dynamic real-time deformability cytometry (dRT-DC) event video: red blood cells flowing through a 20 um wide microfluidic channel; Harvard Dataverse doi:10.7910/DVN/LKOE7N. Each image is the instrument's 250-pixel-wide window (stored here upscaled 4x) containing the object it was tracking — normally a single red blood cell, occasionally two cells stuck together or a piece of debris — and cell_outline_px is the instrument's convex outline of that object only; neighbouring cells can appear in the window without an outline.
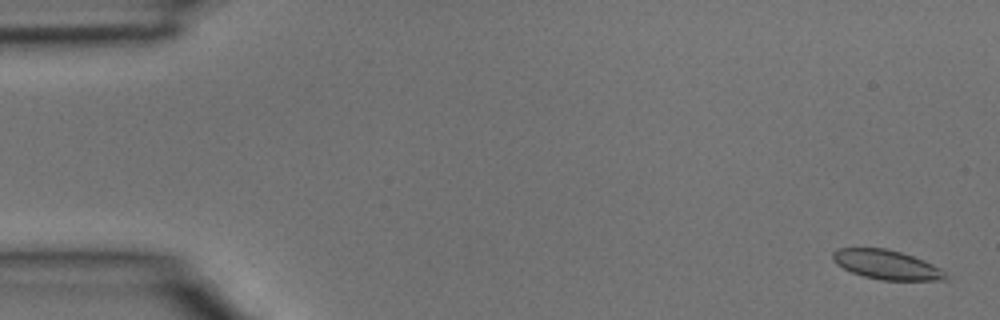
{"species": "common noctule bat (a hibernating species)", "species_latin": "Nyctalus noctula", "temperature_condition": "room temperature", "stored_images_in_passage": 4, "camera_frame_rate_fps": 3000, "um_per_image_px": 0.085, "animal": {"sex": "male", "body_mass_g": 15.6}, "frame": {"image": 1, "passage_image": 1, "time_ms": 0.0, "image_size_px": [1000, 320], "cell_outline_px": [[948, 280], [880, 280], [864, 276], [852, 272], [836, 264], [832, 260], [832, 252], [840, 248], [884, 248], [900, 252], [924, 260], [940, 268], [948, 276]], "centroid_in_image_um": [75.36, 22.5], "position_along_channel_um": 9.6, "area_um2": 19.19}}
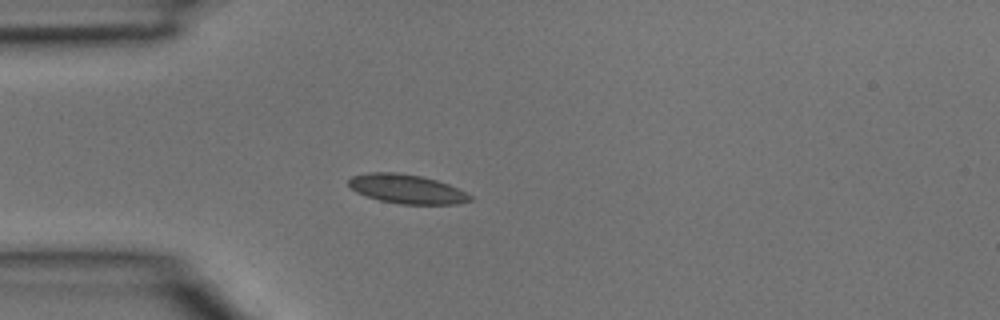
{"frame": {"image": 2, "passage_image": 4, "time_ms": 1.0, "image_size_px": [1000, 320], "cell_outline_px": [[472, 200], [456, 204], [400, 204], [380, 200], [356, 192], [348, 184], [348, 180], [352, 176], [368, 172], [396, 172], [420, 176], [436, 180], [448, 184], [472, 196]], "centroid_in_image_um": [34.55, 16.06], "position_along_channel_um": 50.4, "area_um2": 20.4}}